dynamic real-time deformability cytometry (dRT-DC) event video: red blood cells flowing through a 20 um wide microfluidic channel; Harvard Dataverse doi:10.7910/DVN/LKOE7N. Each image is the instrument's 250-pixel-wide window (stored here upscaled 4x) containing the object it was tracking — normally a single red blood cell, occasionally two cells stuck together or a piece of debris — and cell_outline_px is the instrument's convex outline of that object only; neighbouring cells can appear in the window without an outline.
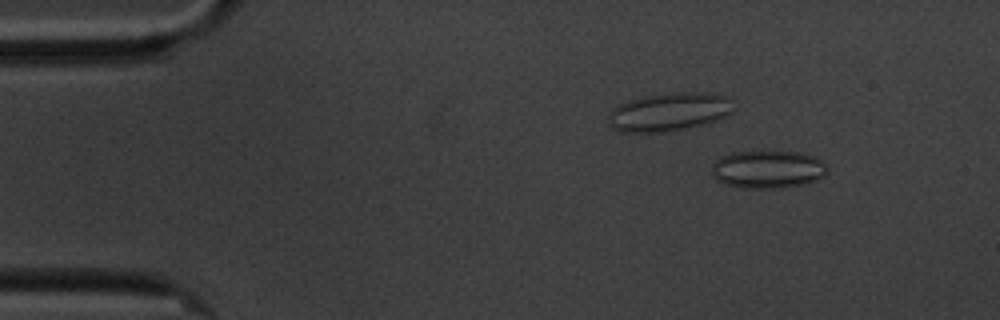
{"species": "common noctule bat (a hibernating species)", "species_latin": "Nyctalus noctula", "temperature_condition": "cold", "stored_images_in_passage": 55, "camera_frame_rate_fps": 3000, "um_per_image_px": 0.085, "animal": {"sex": "male", "body_mass_g": 20.1, "forearm_length_mm": 53.5}, "frame": {"image": 1, "passage_image": 3, "time_ms": 0.667, "image_size_px": [1000, 320], "cell_outline_px": [[828, 172], [824, 176], [816, 180], [804, 184], [776, 188], [744, 188], [724, 184], [716, 180], [712, 176], [712, 164], [720, 156], [732, 152], [800, 152], [816, 156], [824, 164]], "centroid_in_image_um": [65.24, 14.4], "position_along_channel_um": 19.8, "area_um2": 25.55}}
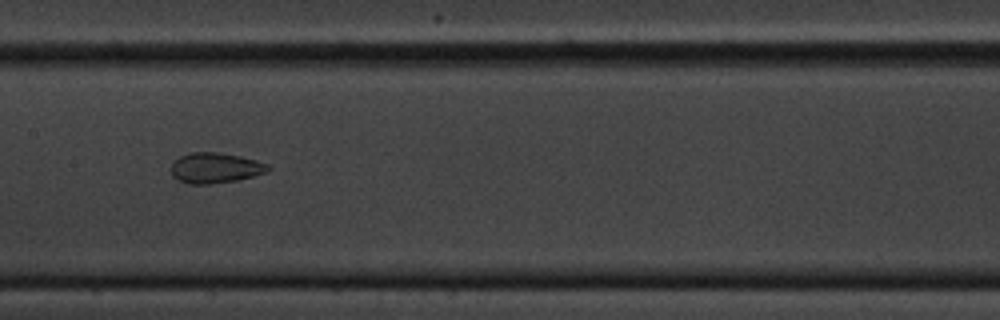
{"frame": {"image": 2, "passage_image": 25, "time_ms": 8.0, "image_size_px": [1000, 320], "cell_outline_px": [[272, 168], [268, 172], [236, 180], [208, 184], [188, 184], [172, 176], [172, 160], [188, 152], [220, 152], [240, 156], [256, 160], [268, 164]], "centroid_in_image_um": [18.3, 14.26], "position_along_channel_um": 189.1, "area_um2": 17.28}}
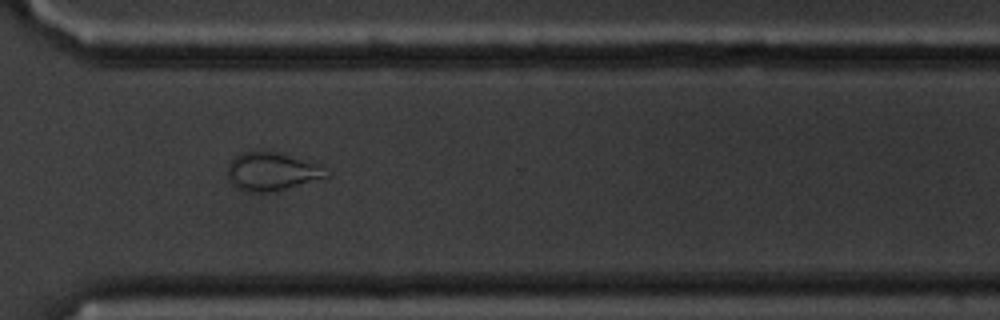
{"frame": {"image": 3, "passage_image": 39, "time_ms": 12.667, "image_size_px": [1000, 320], "cell_outline_px": [[332, 176], [276, 192], [260, 192], [240, 188], [232, 184], [228, 176], [228, 164], [236, 156], [244, 152], [272, 152], [320, 164]], "centroid_in_image_um": [23.17, 14.6], "position_along_channel_um": 347.4, "area_um2": 21.62}, "authors_computed_cell_mechanics": {"area_um2": 21.6172, "velocity_mm_per_s": 3.4056, "shape_relaxation_time_tau1_ms": null, "shape_relaxation_time_tau2_ms": 2.0894, "deformation_change_tau1": null, "deformation_change_tau2": 0.0792}}